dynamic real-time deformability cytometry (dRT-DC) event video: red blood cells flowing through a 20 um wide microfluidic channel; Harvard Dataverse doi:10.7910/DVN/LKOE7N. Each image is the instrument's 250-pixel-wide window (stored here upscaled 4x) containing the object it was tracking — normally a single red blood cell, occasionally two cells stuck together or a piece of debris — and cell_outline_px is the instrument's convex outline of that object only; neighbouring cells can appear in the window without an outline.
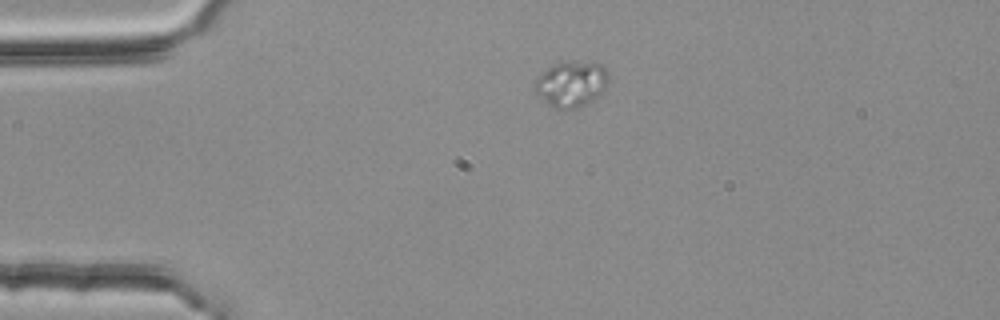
{"species": "common noctule bat (a hibernating species)", "species_latin": "Nyctalus noctula", "temperature_condition": "room temperature", "stored_images_in_passage": 38, "camera_frame_rate_fps": 3000, "um_per_image_px": 0.085, "animal": {"sex": "female", "body_mass_g": 25.1}, "frame": {"image": 1, "passage_image": 1, "time_ms": 0.0, "image_size_px": [1000, 320], "cell_outline_px": [[608, 84], [596, 96], [584, 104], [564, 112], [548, 104], [532, 88], [532, 84], [552, 64], [604, 64], [608, 72]], "centroid_in_image_um": [48.53, 7.18], "position_along_channel_um": 36.5, "area_um2": 18.96}}